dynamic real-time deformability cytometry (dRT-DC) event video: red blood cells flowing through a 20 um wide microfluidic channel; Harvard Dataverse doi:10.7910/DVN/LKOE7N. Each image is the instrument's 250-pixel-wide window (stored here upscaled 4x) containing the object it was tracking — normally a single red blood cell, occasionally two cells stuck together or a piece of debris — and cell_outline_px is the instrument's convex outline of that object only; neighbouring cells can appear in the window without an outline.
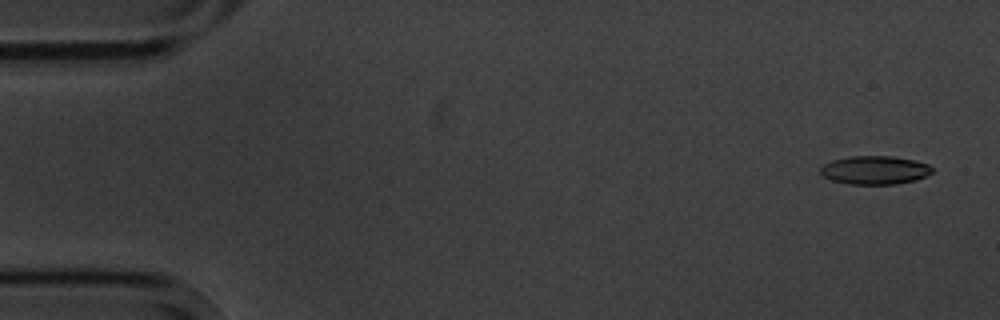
{"species": "common noctule bat (a hibernating species)", "species_latin": "Nyctalus noctula", "temperature_condition": "cold", "stored_images_in_passage": 6, "camera_frame_rate_fps": 3000, "um_per_image_px": 0.085, "animal": {"sex": "male", "body_mass_g": 20.1, "forearm_length_mm": 53.5}, "frame": {"image": 1, "passage_image": 1, "time_ms": 0.0, "image_size_px": [1000, 320], "cell_outline_px": [[932, 172], [916, 180], [896, 184], [848, 184], [832, 180], [824, 176], [820, 172], [820, 168], [824, 164], [832, 160], [848, 156], [892, 156], [912, 160], [928, 164], [932, 168]], "centroid_in_image_um": [74.33, 14.46], "position_along_channel_um": 10.7, "area_um2": 18.44}}
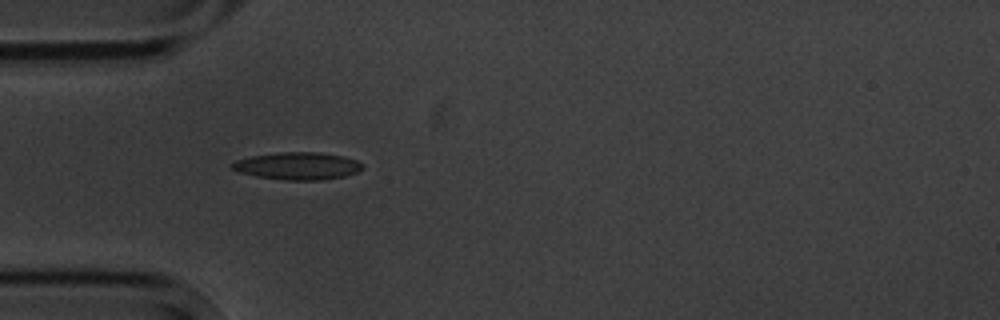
{"frame": {"image": 2, "passage_image": 5, "time_ms": 4.667, "image_size_px": [1000, 320], "cell_outline_px": [[364, 168], [356, 172], [344, 176], [320, 180], [284, 180], [256, 176], [240, 172], [232, 168], [228, 164], [236, 160], [252, 156], [276, 152], [320, 152], [344, 156], [356, 160], [364, 164]], "centroid_in_image_um": [25.3, 14.1], "position_along_channel_um": 59.7, "area_um2": 20.92}}
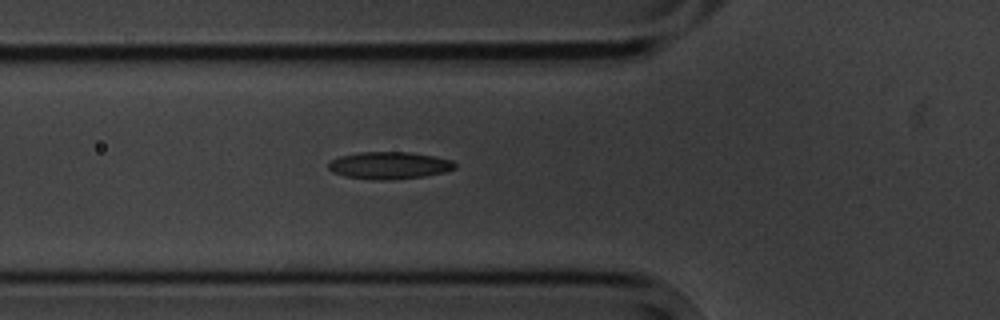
{"frame": {"image": 3, "passage_image": 6, "time_ms": 5.667, "image_size_px": [1000, 320], "cell_outline_px": [[456, 168], [444, 172], [424, 176], [388, 180], [376, 180], [344, 176], [332, 172], [328, 168], [328, 164], [332, 160], [340, 156], [360, 152], [408, 152], [432, 156], [452, 160], [456, 164]], "centroid_in_image_um": [33.07, 14.06], "position_along_channel_um": 92.7, "area_um2": 19.94}}